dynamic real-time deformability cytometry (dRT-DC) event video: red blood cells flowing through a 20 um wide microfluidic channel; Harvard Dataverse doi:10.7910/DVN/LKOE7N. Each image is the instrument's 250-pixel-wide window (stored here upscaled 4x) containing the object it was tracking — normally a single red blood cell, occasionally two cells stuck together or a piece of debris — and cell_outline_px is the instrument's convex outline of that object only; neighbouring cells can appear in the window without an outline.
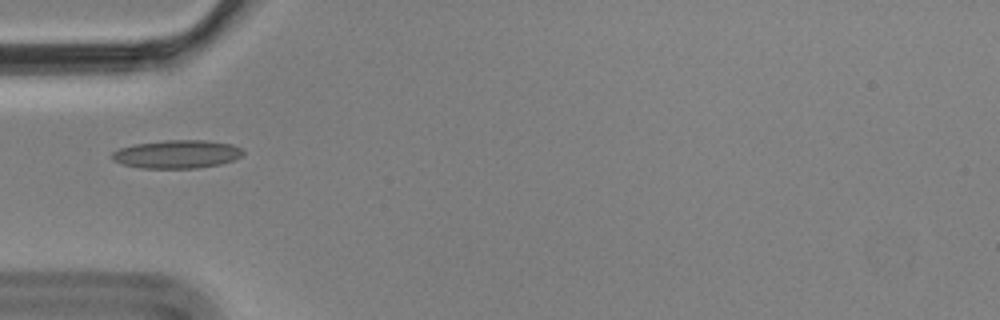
{"species": "Egyptian fruit bat (a non-hibernating species)", "species_latin": "Rousettus aegyptiacus", "temperature_condition": "cold", "stored_images_in_passage": 5, "camera_frame_rate_fps": 3000, "um_per_image_px": 0.085, "animal": {"sex": "male"}, "frame": {"image": 1, "passage_image": 5, "time_ms": 1.333, "image_size_px": [1000, 320], "cell_outline_px": [[244, 152], [240, 156], [232, 160], [220, 164], [196, 168], [140, 168], [120, 164], [112, 160], [112, 152], [120, 148], [136, 144], [164, 140], [208, 140], [232, 144], [240, 148]], "centroid_in_image_um": [15.01, 13.1], "position_along_channel_um": 70.0, "area_um2": 21.56}}